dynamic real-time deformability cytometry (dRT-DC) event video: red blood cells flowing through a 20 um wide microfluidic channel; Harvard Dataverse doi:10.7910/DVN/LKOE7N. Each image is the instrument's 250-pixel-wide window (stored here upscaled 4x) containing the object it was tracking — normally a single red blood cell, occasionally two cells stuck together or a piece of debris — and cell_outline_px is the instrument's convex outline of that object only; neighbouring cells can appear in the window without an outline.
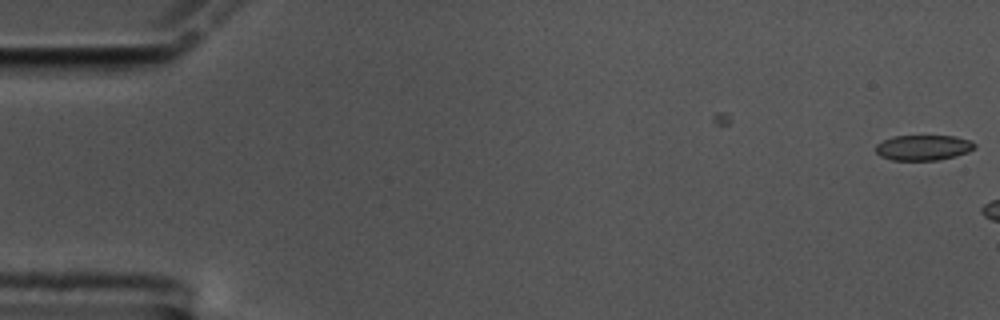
{"species": "common noctule bat (a hibernating species)", "species_latin": "Nyctalus noctula", "temperature_condition": "cold", "stored_images_in_passage": 5, "camera_frame_rate_fps": 3000, "um_per_image_px": 0.085, "animal": {"sex": "male", "body_mass_g": 17.5, "forearm_length_mm": 52.3}, "frame": {"image": 1, "passage_image": 5, "time_ms": 1.333, "image_size_px": [1000, 320], "cell_outline_px": [[976, 148], [968, 152], [956, 156], [940, 160], [892, 160], [880, 156], [876, 152], [876, 144], [892, 136], [956, 136], [972, 140], [976, 144]], "centroid_in_image_um": [78.52, 12.54], "position_along_channel_um": 6.5, "area_um2": 14.8}}